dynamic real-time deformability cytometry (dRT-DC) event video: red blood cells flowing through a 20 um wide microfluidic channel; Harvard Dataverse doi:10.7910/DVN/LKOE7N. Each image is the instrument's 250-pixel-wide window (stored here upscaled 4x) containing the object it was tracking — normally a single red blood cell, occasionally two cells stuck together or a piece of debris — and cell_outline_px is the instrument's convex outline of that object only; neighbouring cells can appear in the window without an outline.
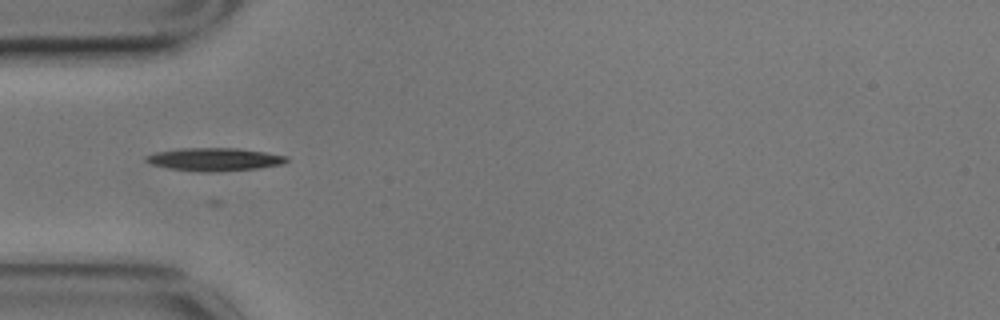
{"species": "common noctule bat (a hibernating species)", "species_latin": "Nyctalus noctula", "temperature_condition": "cold", "stored_images_in_passage": 28, "camera_frame_rate_fps": 3000, "um_per_image_px": 0.085, "animal": {"sex": "male", "body_mass_g": 17.9}, "frame": {"image": 1, "passage_image": 3, "time_ms": 0.667, "image_size_px": [1000, 320], "cell_outline_px": [[288, 160], [284, 164], [260, 168], [208, 172], [204, 172], [168, 168], [152, 164], [144, 160], [144, 156], [156, 152], [180, 148], [240, 148], [288, 156]], "centroid_in_image_um": [18.24, 13.54], "position_along_channel_um": 66.8, "area_um2": 18.84}}
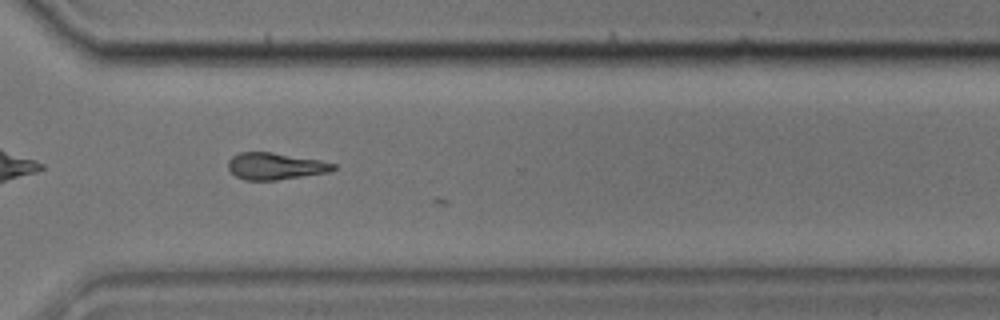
{"frame": {"image": 2, "passage_image": 27, "time_ms": 8.667, "image_size_px": [1000, 320], "cell_outline_px": [[336, 168], [328, 172], [276, 180], [244, 180], [236, 176], [228, 168], [228, 160], [232, 156], [240, 152], [272, 152], [320, 160], [336, 164]], "centroid_in_image_um": [23.38, 14.12], "position_along_channel_um": 347.2, "area_um2": 16.36}}